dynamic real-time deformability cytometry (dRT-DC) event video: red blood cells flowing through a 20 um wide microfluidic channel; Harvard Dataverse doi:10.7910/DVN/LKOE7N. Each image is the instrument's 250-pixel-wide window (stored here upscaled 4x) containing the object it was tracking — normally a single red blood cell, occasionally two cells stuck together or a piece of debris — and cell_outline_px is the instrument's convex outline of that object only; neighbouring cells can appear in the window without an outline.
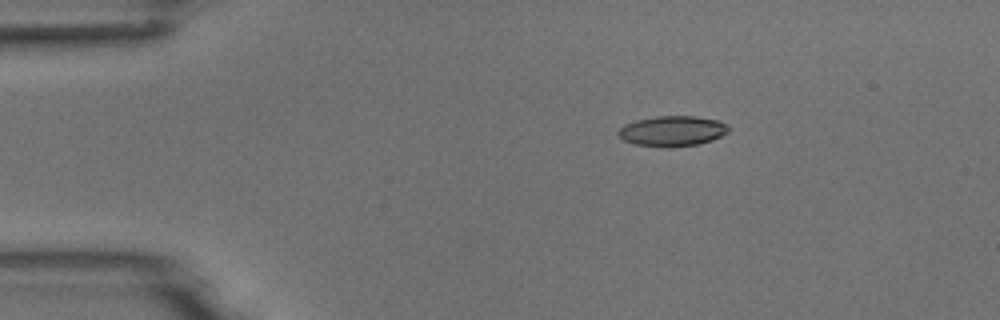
{"species": "common noctule bat (a hibernating species)", "species_latin": "Nyctalus noctula", "temperature_condition": "room temperature", "stored_images_in_passage": 5, "camera_frame_rate_fps": 3000, "um_per_image_px": 0.085, "animal": {"sex": "male", "body_mass_g": 18.8}, "frame": {"image": 1, "passage_image": 3, "time_ms": 0.667, "image_size_px": [1000, 320], "cell_outline_px": [[732, 128], [728, 132], [712, 140], [696, 144], [668, 148], [632, 144], [624, 140], [616, 132], [624, 124], [636, 120], [656, 116], [696, 116], [720, 120]], "centroid_in_image_um": [57.16, 11.13], "position_along_channel_um": 27.8, "area_um2": 19.71}}
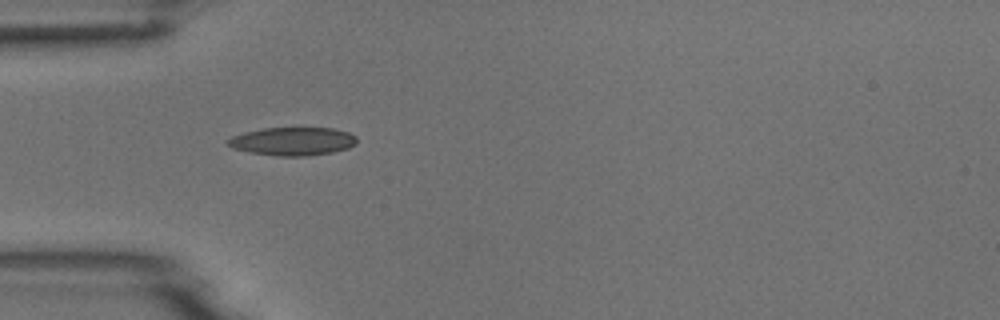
{"frame": {"image": 2, "passage_image": 5, "time_ms": 1.333, "image_size_px": [1000, 320], "cell_outline_px": [[356, 144], [348, 148], [332, 152], [304, 156], [280, 156], [248, 152], [232, 148], [224, 140], [232, 136], [244, 132], [264, 128], [332, 128], [348, 132], [356, 136]], "centroid_in_image_um": [24.85, 12.01], "position_along_channel_um": 60.2, "area_um2": 21.21}}